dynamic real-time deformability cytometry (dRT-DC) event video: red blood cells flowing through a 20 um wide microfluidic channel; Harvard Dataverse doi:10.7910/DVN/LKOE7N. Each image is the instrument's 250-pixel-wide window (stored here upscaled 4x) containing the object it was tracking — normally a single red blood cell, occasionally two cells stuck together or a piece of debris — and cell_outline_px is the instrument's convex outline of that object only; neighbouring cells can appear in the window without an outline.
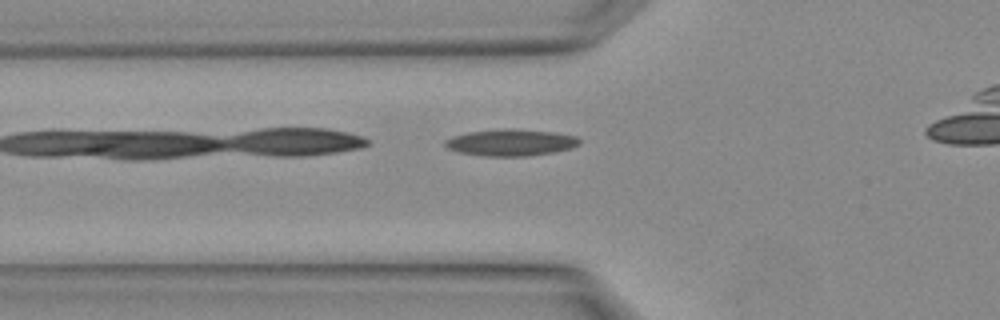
{"species": "Egyptian fruit bat (a non-hibernating species)", "species_latin": "Rousettus aegyptiacus", "temperature_condition": "warm", "stored_images_in_passage": 3, "camera_frame_rate_fps": 3000, "um_per_image_px": 0.085, "animal": {"sex": "female"}, "frame": {"image": 1, "passage_image": 2, "time_ms": 0.333, "image_size_px": [1000, 320], "cell_outline_px": [[580, 144], [572, 148], [552, 152], [528, 156], [484, 156], [460, 152], [448, 148], [444, 144], [444, 140], [452, 136], [468, 132], [504, 128], [516, 128], [552, 132], [576, 136], [580, 140]], "centroid_in_image_um": [43.41, 12.1], "position_along_channel_um": 82.4, "area_um2": 20.92}}
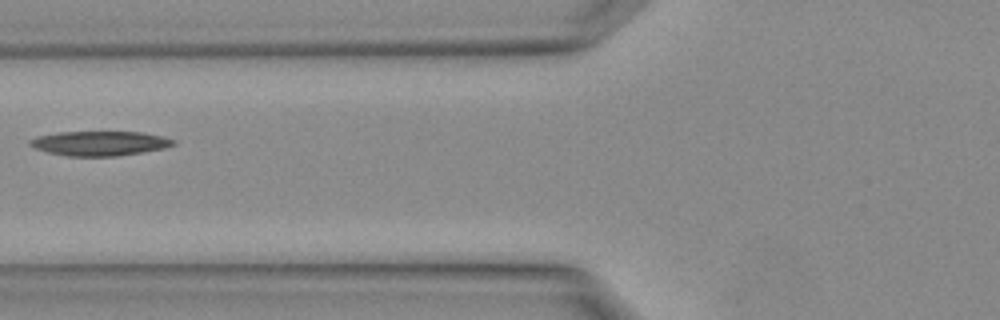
{"frame": {"image": 2, "passage_image": 3, "time_ms": 0.667, "image_size_px": [1000, 320], "cell_outline_px": [[176, 144], [164, 148], [116, 156], [68, 156], [48, 152], [36, 148], [28, 144], [28, 140], [36, 136], [60, 132], [140, 132], [160, 136], [176, 140]], "centroid_in_image_um": [8.44, 12.18], "position_along_channel_um": 117.4, "area_um2": 20.35}}